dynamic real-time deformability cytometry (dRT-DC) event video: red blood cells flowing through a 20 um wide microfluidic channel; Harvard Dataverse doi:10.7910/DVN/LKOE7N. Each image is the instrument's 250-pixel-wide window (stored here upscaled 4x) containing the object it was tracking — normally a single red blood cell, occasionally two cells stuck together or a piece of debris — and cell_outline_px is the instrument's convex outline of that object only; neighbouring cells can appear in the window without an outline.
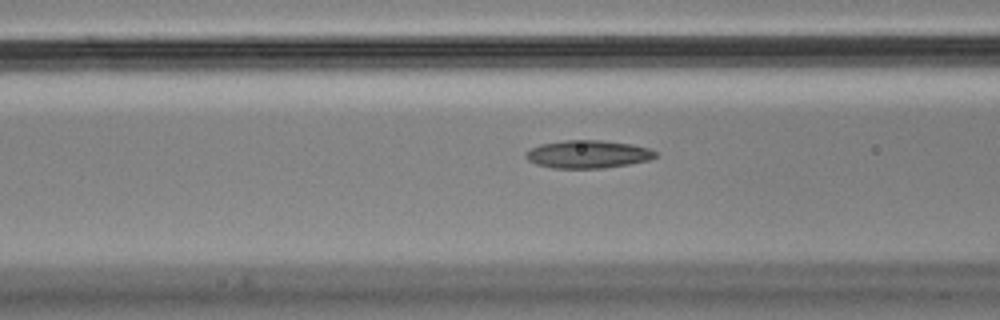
{"species": "Egyptian fruit bat (a non-hibernating species)", "species_latin": "Rousettus aegyptiacus", "temperature_condition": "cold", "stored_images_in_passage": 7, "camera_frame_rate_fps": 3000, "um_per_image_px": 0.085, "animal": {"sex": "male"}, "frame": {"image": 1, "passage_image": 5, "time_ms": 1.333, "image_size_px": [1000, 320], "cell_outline_px": [[656, 156], [648, 160], [628, 164], [604, 168], [552, 168], [536, 164], [528, 160], [524, 156], [524, 152], [540, 144], [564, 140], [600, 140], [632, 144], [648, 148], [656, 152]], "centroid_in_image_um": [49.93, 13.1], "position_along_channel_um": 116.7, "area_um2": 21.04}}